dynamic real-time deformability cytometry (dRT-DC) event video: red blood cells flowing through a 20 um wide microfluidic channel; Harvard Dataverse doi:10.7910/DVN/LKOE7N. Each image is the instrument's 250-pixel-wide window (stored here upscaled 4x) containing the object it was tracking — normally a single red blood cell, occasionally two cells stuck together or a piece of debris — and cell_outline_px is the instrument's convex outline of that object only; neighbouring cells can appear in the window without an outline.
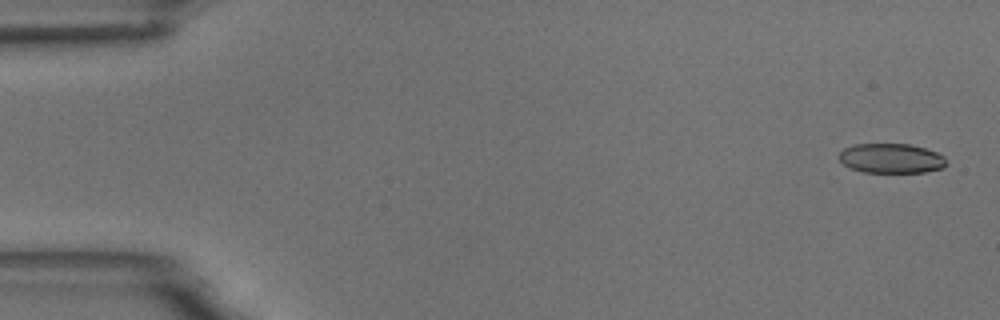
{"species": "common noctule bat (a hibernating species)", "species_latin": "Nyctalus noctula", "temperature_condition": "room temperature", "stored_images_in_passage": 5, "camera_frame_rate_fps": 3000, "um_per_image_px": 0.085, "animal": {"sex": "male", "body_mass_g": 18.8}, "frame": {"image": 1, "passage_image": 1, "time_ms": 0.0, "image_size_px": [1000, 320], "cell_outline_px": [[948, 164], [944, 168], [924, 172], [864, 172], [848, 168], [840, 160], [840, 152], [844, 148], [852, 144], [908, 144], [924, 148], [936, 152], [944, 156]], "centroid_in_image_um": [75.76, 13.46], "position_along_channel_um": 9.2, "area_um2": 18.61}}
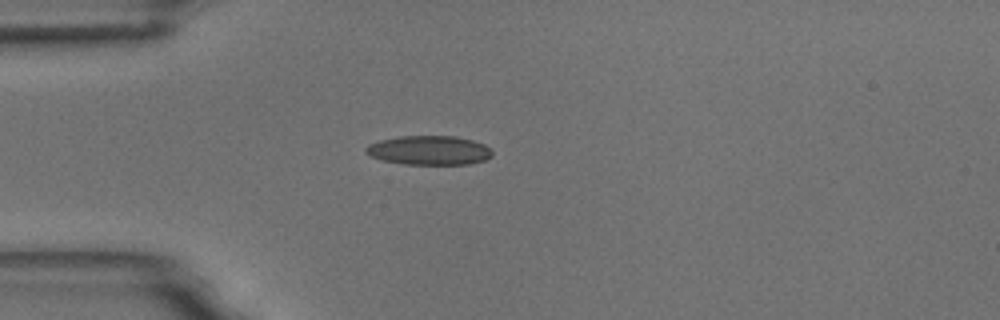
{"frame": {"image": 2, "passage_image": 4, "time_ms": 4.333, "image_size_px": [1000, 320], "cell_outline_px": [[492, 156], [484, 160], [468, 164], [404, 164], [384, 160], [368, 156], [364, 152], [364, 148], [368, 144], [380, 140], [400, 136], [452, 136], [472, 140], [484, 144], [492, 152]], "centroid_in_image_um": [36.43, 12.77], "position_along_channel_um": 48.6, "area_um2": 21.44}}